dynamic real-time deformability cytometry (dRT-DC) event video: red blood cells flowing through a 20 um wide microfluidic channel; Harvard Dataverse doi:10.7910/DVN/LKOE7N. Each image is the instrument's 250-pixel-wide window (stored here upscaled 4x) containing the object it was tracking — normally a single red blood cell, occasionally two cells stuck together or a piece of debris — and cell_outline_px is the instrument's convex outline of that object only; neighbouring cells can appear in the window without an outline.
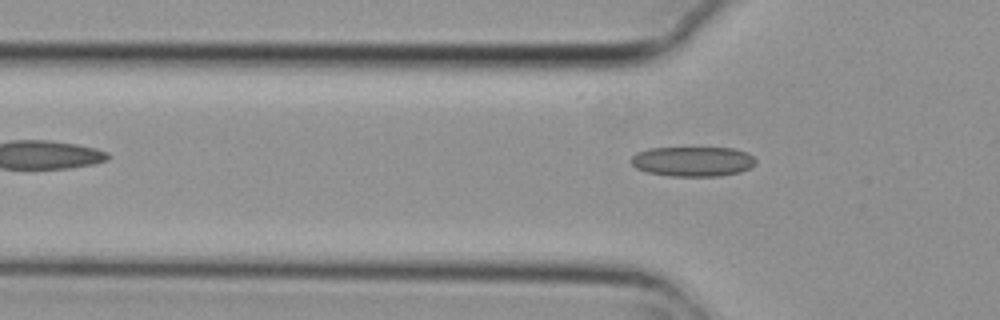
{"species": "common noctule bat (a hibernating species)", "species_latin": "Nyctalus noctula", "temperature_condition": "cold", "stored_images_in_passage": 5, "camera_frame_rate_fps": 3000, "um_per_image_px": 0.085, "animal": {"sex": "female", "body_mass_g": 29.2, "forearm_length_mm": 56.3}, "frame": {"image": 1, "passage_image": 5, "time_ms": 1.333, "image_size_px": [1000, 320], "cell_outline_px": [[756, 164], [740, 172], [720, 176], [672, 176], [648, 172], [636, 168], [632, 164], [632, 156], [636, 152], [648, 148], [732, 148], [744, 152], [752, 156], [756, 160]], "centroid_in_image_um": [58.88, 13.72], "position_along_channel_um": 66.9, "area_um2": 21.56}}